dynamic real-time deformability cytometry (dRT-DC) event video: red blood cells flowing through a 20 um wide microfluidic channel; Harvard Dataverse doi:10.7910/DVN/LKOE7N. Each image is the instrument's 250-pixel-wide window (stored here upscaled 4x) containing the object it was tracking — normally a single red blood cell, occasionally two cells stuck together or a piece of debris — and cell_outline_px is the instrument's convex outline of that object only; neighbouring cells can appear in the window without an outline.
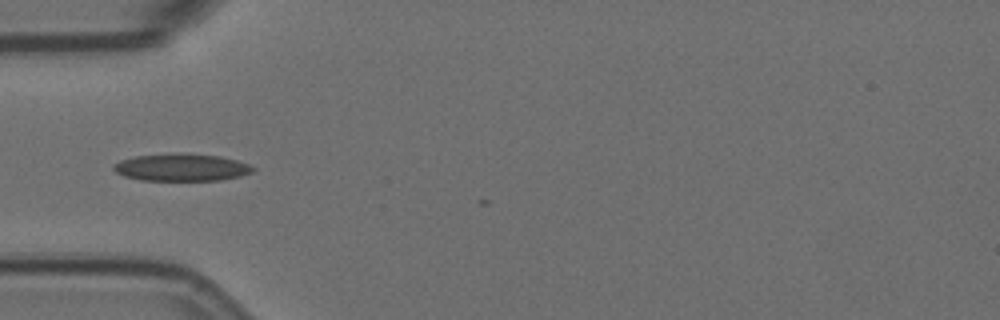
{"species": "Egyptian fruit bat (a non-hibernating species)", "species_latin": "Rousettus aegyptiacus", "temperature_condition": "room temperature", "stored_images_in_passage": 4, "camera_frame_rate_fps": 3000, "um_per_image_px": 0.085, "animal": {"sex": "female"}, "frame": {"image": 1, "passage_image": 1, "time_ms": 0.0, "image_size_px": [1000, 320], "cell_outline_px": [[256, 168], [252, 172], [240, 176], [220, 180], [140, 180], [124, 176], [116, 172], [112, 168], [112, 164], [120, 160], [136, 156], [176, 152], [220, 156], [236, 160], [248, 164]], "centroid_in_image_um": [15.4, 14.22], "position_along_channel_um": 69.6, "area_um2": 22.31}}
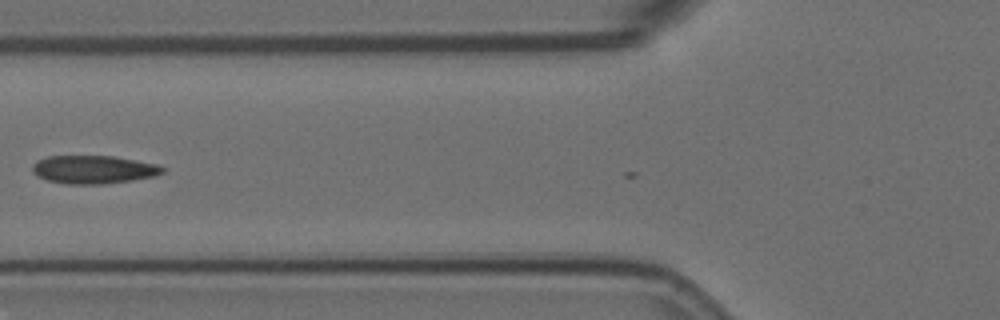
{"frame": {"image": 2, "passage_image": 2, "time_ms": 0.333, "image_size_px": [1000, 320], "cell_outline_px": [[168, 168], [164, 172], [156, 176], [132, 180], [104, 184], [64, 184], [48, 180], [36, 176], [32, 172], [32, 164], [36, 160], [48, 156], [112, 156], [136, 160], [156, 164]], "centroid_in_image_um": [7.95, 14.41], "position_along_channel_um": 117.9, "area_um2": 21.62}}
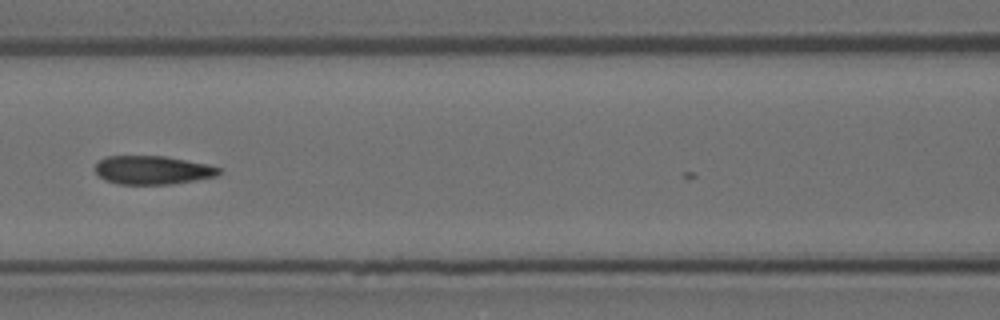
{"frame": {"image": 3, "passage_image": 3, "time_ms": 0.667, "image_size_px": [1000, 320], "cell_outline_px": [[224, 172], [216, 176], [196, 180], [172, 184], [116, 184], [104, 180], [96, 172], [96, 164], [100, 160], [108, 156], [164, 156], [208, 164], [220, 168]], "centroid_in_image_um": [13.0, 14.46], "position_along_channel_um": 153.6, "area_um2": 20.63}}